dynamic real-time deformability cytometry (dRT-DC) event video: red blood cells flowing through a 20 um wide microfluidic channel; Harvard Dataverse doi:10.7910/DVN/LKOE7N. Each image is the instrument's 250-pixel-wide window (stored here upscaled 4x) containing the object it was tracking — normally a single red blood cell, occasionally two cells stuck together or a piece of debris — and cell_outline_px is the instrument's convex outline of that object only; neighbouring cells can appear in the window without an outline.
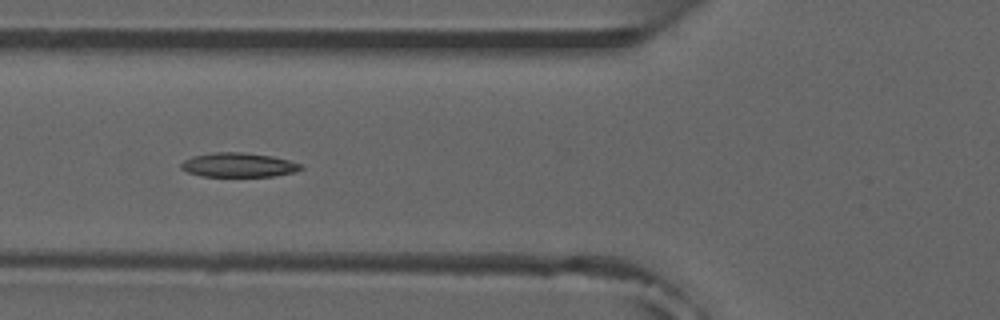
{"species": "common noctule bat (a hibernating species)", "species_latin": "Nyctalus noctula", "temperature_condition": "room temperature", "stored_images_in_passage": 39, "camera_frame_rate_fps": 3000, "um_per_image_px": 0.085, "animal": {"sex": "male", "forearm_length_mm": 52.5}, "frame": {"image": 1, "passage_image": 6, "time_ms": 1.667, "image_size_px": [1000, 320], "cell_outline_px": [[304, 168], [296, 172], [272, 176], [200, 176], [188, 172], [180, 168], [180, 164], [184, 160], [192, 156], [212, 152], [244, 152], [272, 156], [288, 160], [300, 164]], "centroid_in_image_um": [20.25, 14.01], "position_along_channel_um": 105.5, "area_um2": 16.99}, "authors_computed_cell_mechanics": {"area_um2": 16.8776, "velocity_mm_per_s": 3.8484, "shape_relaxation_time_tau1_ms": 8.6307, "shape_relaxation_time_tau2_ms": 5.0189, "deformation_change_tau1": 0.1975, "deformation_change_tau2": 0.109}}